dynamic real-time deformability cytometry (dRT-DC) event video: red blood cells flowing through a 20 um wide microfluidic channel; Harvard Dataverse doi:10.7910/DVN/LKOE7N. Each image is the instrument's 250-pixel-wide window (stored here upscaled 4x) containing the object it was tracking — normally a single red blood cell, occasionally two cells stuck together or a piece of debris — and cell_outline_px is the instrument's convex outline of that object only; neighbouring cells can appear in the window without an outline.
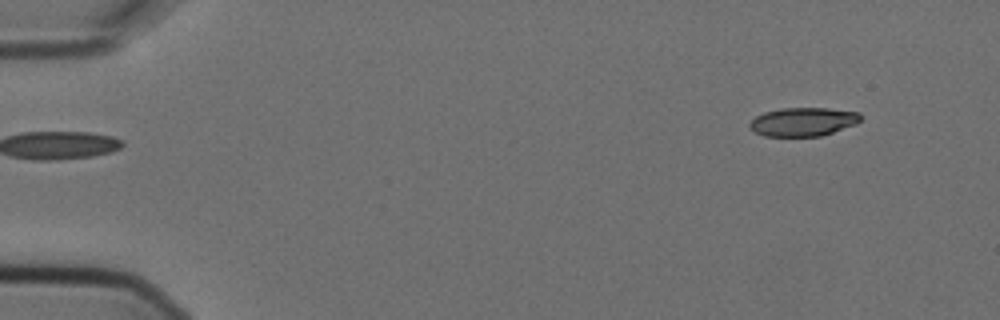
{"species": "Egyptian fruit bat (a non-hibernating species)", "species_latin": "Rousettus aegyptiacus", "temperature_condition": "cold", "stored_images_in_passage": 5, "segment_of_instrument_passage": [2, 2], "camera_frame_rate_fps": 3000, "um_per_image_px": 0.085, "animal": {"sex": "female"}, "frame": {"image": 1, "passage_image": 5, "time_ms": 1.333, "image_size_px": [1000, 320], "cell_outline_px": [[864, 116], [856, 124], [820, 136], [764, 136], [748, 128], [748, 124], [756, 116], [764, 112], [780, 108], [828, 108], [860, 112]], "centroid_in_image_um": [68.27, 10.34], "position_along_channel_um": 16.7, "area_um2": 18.61}}